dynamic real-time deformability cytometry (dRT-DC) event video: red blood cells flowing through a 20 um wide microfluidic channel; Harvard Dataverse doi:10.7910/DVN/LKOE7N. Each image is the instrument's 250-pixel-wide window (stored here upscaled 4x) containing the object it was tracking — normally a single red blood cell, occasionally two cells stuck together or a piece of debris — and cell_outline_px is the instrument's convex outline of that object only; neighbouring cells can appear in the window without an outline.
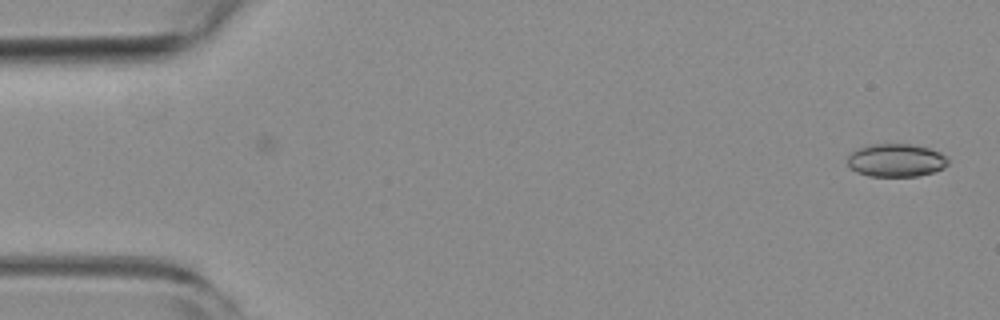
{"species": "common noctule bat (a hibernating species)", "species_latin": "Nyctalus noctula", "temperature_condition": "room temperature", "stored_images_in_passage": 53, "camera_frame_rate_fps": 3000, "um_per_image_px": 0.085, "animal": {"sex": "female", "body_mass_g": 19.3, "forearm_length_mm": 54.1}, "frame": {"image": 1, "passage_image": 1, "time_ms": 0.0, "image_size_px": [1000, 320], "cell_outline_px": [[948, 164], [944, 168], [932, 172], [916, 176], [868, 176], [856, 172], [848, 164], [848, 156], [856, 148], [868, 144], [912, 144], [928, 148], [940, 152], [948, 160]], "centroid_in_image_um": [76.14, 13.62], "position_along_channel_um": 8.9, "area_um2": 19.36}}
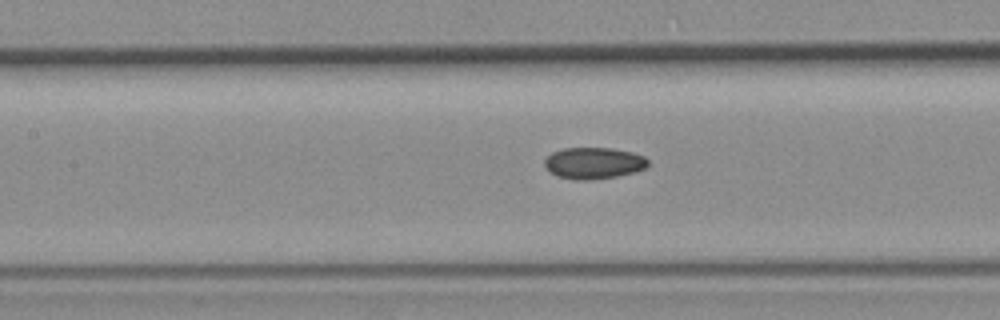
{"frame": {"image": 2, "passage_image": 23, "time_ms": 7.333, "image_size_px": [1000, 320], "cell_outline_px": [[648, 164], [644, 168], [636, 172], [616, 176], [588, 180], [572, 180], [556, 176], [544, 164], [544, 160], [552, 152], [564, 148], [612, 148], [632, 152], [644, 156], [648, 160]], "centroid_in_image_um": [50.46, 13.86], "position_along_channel_um": 156.9, "area_um2": 18.96}}
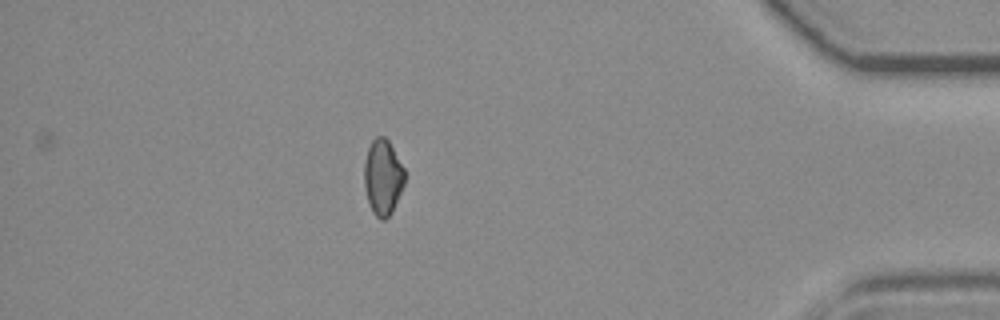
{"frame": {"image": 3, "passage_image": 46, "time_ms": 15.0, "image_size_px": [1000, 320], "cell_outline_px": [[404, 184], [392, 212], [384, 220], [380, 220], [372, 212], [364, 188], [364, 164], [368, 148], [372, 140], [376, 136], [384, 136], [388, 140], [404, 168]], "centroid_in_image_um": [32.53, 15.06], "position_along_channel_um": 402.7, "area_um2": 17.74}, "authors_computed_cell_mechanics": {"area_um2": 18.8428, "velocity_mm_per_s": 3.8344, "shape_relaxation_time_tau1_ms": null, "shape_relaxation_time_tau2_ms": 5.8907, "deformation_change_tau1": null, "deformation_change_tau2": 0.0903}}